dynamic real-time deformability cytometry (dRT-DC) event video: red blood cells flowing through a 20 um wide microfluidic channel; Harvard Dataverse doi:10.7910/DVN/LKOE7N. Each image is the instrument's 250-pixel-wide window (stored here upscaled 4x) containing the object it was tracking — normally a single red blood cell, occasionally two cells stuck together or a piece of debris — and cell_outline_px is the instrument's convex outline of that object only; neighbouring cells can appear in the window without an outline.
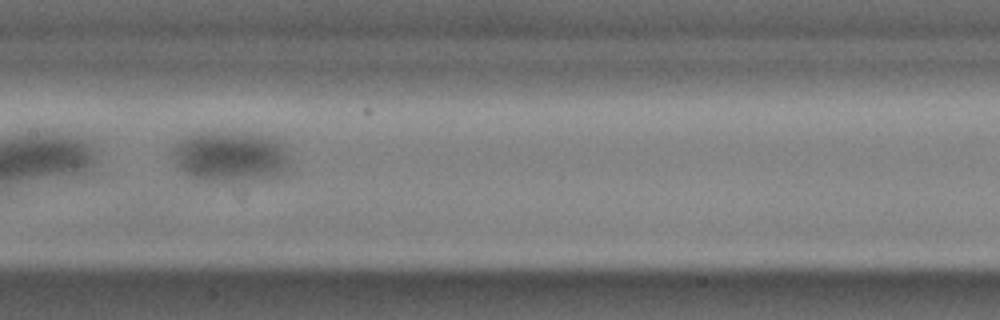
{"species": "common noctule bat (a hibernating species)", "species_latin": "Nyctalus noctula", "temperature_condition": "cold", "stored_images_in_passage": 14, "camera_frame_rate_fps": 3000, "um_per_image_px": 0.085, "animal": {"sex": "male", "body_mass_g": 17.9, "forearm_length_mm": 54.2}, "frame": {"image": 1, "passage_image": 12, "time_ms": 3.667, "image_size_px": [1000, 320], "cell_outline_px": [[288, 160], [284, 176], [252, 180], [200, 180], [176, 168], [172, 156], [172, 148], [176, 140], [184, 136], [196, 132], [212, 128], [248, 132], [276, 136]], "centroid_in_image_um": [19.51, 13.22], "position_along_channel_um": 187.9, "area_um2": 35.95}}